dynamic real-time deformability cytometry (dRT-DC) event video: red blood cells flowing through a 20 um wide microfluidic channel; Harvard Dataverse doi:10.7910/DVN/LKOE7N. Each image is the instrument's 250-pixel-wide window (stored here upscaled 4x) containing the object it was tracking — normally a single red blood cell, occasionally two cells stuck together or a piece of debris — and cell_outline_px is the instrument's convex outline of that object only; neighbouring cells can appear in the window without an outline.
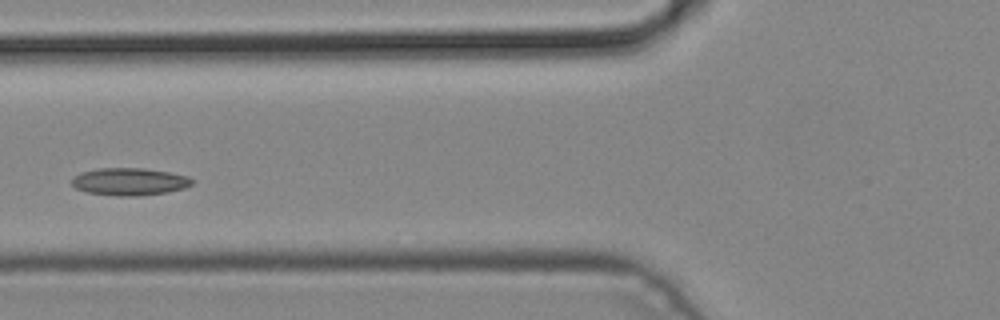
{"species": "common noctule bat (a hibernating species)", "species_latin": "Nyctalus noctula", "temperature_condition": "cold", "stored_images_in_passage": 4, "camera_frame_rate_fps": 3000, "um_per_image_px": 0.085, "animal": {"sex": "male", "body_mass_g": 19.2, "forearm_length_mm": 51.8}, "frame": {"image": 1, "passage_image": 4, "time_ms": 1.0, "image_size_px": [1000, 320], "cell_outline_px": [[196, 180], [192, 184], [184, 188], [168, 192], [136, 196], [120, 196], [88, 192], [76, 188], [72, 184], [72, 176], [80, 172], [100, 168], [144, 168], [168, 172], [188, 176]], "centroid_in_image_um": [11.02, 15.43], "position_along_channel_um": 114.8, "area_um2": 19.25}}